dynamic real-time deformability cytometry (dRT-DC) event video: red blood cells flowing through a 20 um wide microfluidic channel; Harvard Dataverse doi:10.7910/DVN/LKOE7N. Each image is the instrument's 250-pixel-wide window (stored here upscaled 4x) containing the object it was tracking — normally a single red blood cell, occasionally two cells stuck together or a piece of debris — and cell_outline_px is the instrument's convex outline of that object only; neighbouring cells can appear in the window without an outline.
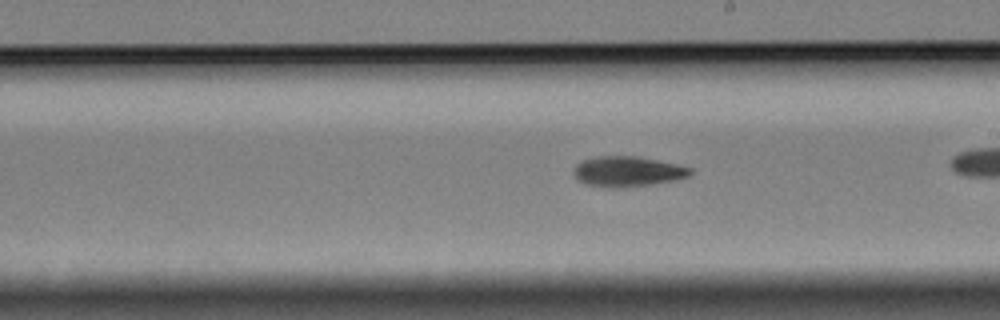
{"species": "Egyptian fruit bat (a non-hibernating species)", "species_latin": "Rousettus aegyptiacus", "temperature_condition": "cold", "stored_images_in_passage": 32, "camera_frame_rate_fps": 3000, "um_per_image_px": 0.085, "animal": {"sex": "female"}, "frame": {"image": 1, "passage_image": 19, "time_ms": 6.0, "image_size_px": [1000, 320], "cell_outline_px": [[692, 172], [688, 176], [672, 180], [648, 184], [588, 184], [580, 180], [576, 176], [576, 164], [584, 160], [600, 156], [632, 156], [676, 164], [692, 168]], "centroid_in_image_um": [53.41, 14.51], "position_along_channel_um": 235.6, "area_um2": 18.84}}
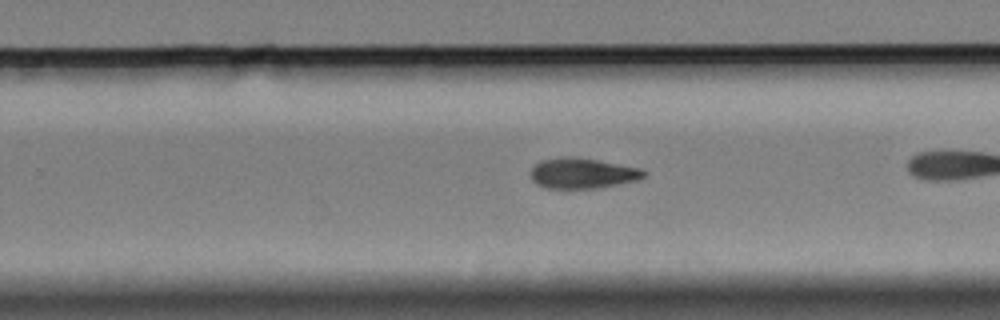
{"frame": {"image": 2, "passage_image": 23, "time_ms": 7.333, "image_size_px": [1000, 320], "cell_outline_px": [[648, 176], [640, 180], [600, 188], [544, 188], [536, 184], [532, 180], [532, 168], [540, 160], [564, 156], [568, 156], [596, 160], [640, 168], [648, 172]], "centroid_in_image_um": [49.56, 14.74], "position_along_channel_um": 280.2, "area_um2": 20.23}}